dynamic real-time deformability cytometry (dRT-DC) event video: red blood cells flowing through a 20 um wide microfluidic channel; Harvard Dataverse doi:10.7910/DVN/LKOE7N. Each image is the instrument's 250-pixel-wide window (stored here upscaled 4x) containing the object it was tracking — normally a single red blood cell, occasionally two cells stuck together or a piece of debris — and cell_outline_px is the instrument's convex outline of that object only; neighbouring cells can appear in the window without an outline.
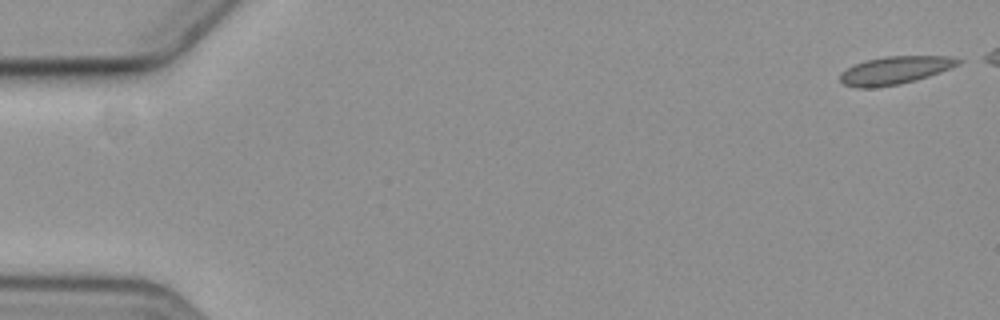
{"species": "common noctule bat (a hibernating species)", "species_latin": "Nyctalus noctula", "temperature_condition": "cold", "stored_images_in_passage": 5, "camera_frame_rate_fps": 3000, "um_per_image_px": 0.085, "animal": {"sex": "female", "body_mass_g": 19.3, "forearm_length_mm": 54.1}, "frame": {"image": 1, "passage_image": 1, "time_ms": 0.0, "image_size_px": [1000, 320], "cell_outline_px": [[964, 60], [960, 64], [940, 72], [916, 80], [900, 84], [876, 88], [856, 88], [844, 84], [840, 80], [840, 72], [864, 60], [884, 56], [952, 56]], "centroid_in_image_um": [76.08, 5.97], "position_along_channel_um": 8.9, "area_um2": 19.36}}